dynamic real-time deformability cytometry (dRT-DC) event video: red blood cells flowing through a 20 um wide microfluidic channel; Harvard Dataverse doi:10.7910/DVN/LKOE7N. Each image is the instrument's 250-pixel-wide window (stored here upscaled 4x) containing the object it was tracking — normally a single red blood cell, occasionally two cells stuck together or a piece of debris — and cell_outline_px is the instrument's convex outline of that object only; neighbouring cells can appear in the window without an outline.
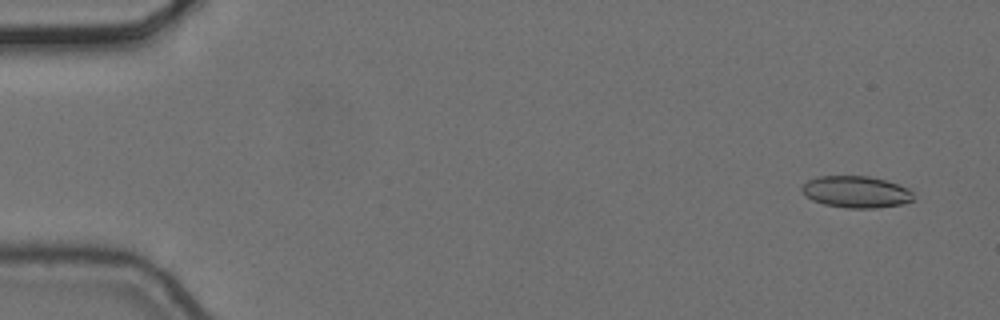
{"species": "common noctule bat (a hibernating species)", "species_latin": "Nyctalus noctula", "temperature_condition": "cold", "stored_images_in_passage": 5, "camera_frame_rate_fps": 3000, "um_per_image_px": 0.085, "animal": {"sex": "female", "body_mass_g": 24.6, "forearm_length_mm": 56.2}, "frame": {"image": 1, "passage_image": 1, "time_ms": 0.0, "image_size_px": [1000, 320], "cell_outline_px": [[916, 200], [900, 204], [876, 208], [848, 208], [824, 204], [812, 200], [804, 196], [800, 188], [808, 180], [820, 176], [868, 176], [884, 180], [908, 188], [912, 192]], "centroid_in_image_um": [72.76, 16.31], "position_along_channel_um": 12.2, "area_um2": 20.63}}
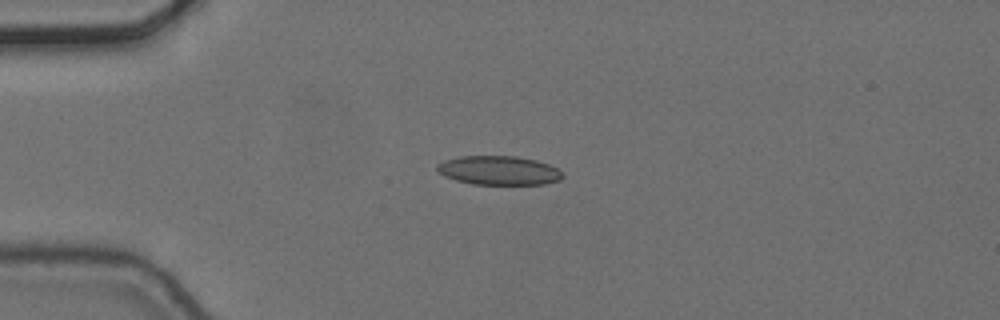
{"frame": {"image": 2, "passage_image": 4, "time_ms": 1.0, "image_size_px": [1000, 320], "cell_outline_px": [[564, 176], [560, 180], [544, 184], [472, 184], [456, 180], [444, 176], [436, 168], [436, 164], [444, 160], [460, 156], [516, 156], [536, 160], [560, 168]], "centroid_in_image_um": [42.42, 14.48], "position_along_channel_um": 42.6, "area_um2": 21.33}}